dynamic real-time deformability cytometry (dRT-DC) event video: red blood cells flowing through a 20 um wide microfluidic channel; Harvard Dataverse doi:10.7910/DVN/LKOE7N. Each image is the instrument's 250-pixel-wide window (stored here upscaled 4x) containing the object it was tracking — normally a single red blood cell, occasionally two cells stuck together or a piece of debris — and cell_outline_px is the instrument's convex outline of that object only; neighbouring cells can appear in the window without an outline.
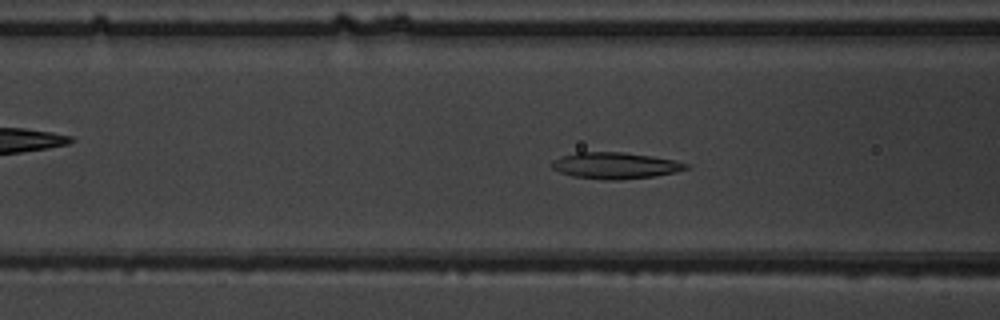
{"species": "common noctule bat (a hibernating species)", "species_latin": "Nyctalus noctula", "temperature_condition": "warm", "stored_images_in_passage": 45, "camera_frame_rate_fps": 3000, "um_per_image_px": 0.085, "animal": {"sex": "male", "body_mass_g": 19.5, "forearm_length_mm": 54.6}, "frame": {"image": 1, "passage_image": 14, "time_ms": 4.333, "image_size_px": [1000, 320], "cell_outline_px": [[688, 168], [676, 172], [652, 176], [620, 180], [604, 180], [572, 176], [560, 172], [552, 168], [552, 164], [560, 156], [576, 152], [624, 152], [652, 156], [676, 160], [688, 164]], "centroid_in_image_um": [52.3, 14.07], "position_along_channel_um": 114.3, "area_um2": 20.58}}
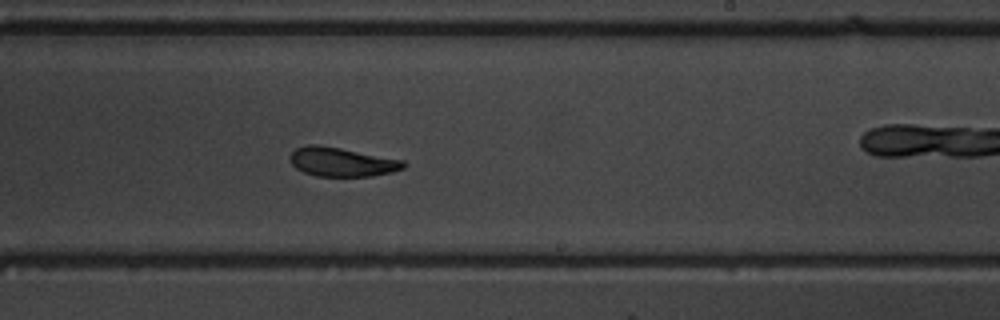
{"frame": {"image": 2, "passage_image": 25, "time_ms": 8.0, "image_size_px": [1000, 320], "cell_outline_px": [[408, 164], [404, 168], [392, 172], [372, 176], [316, 176], [304, 172], [296, 168], [288, 160], [288, 156], [296, 148], [308, 144], [316, 144], [340, 148], [404, 160]], "centroid_in_image_um": [29.04, 13.76], "position_along_channel_um": 260.0, "area_um2": 19.31}}
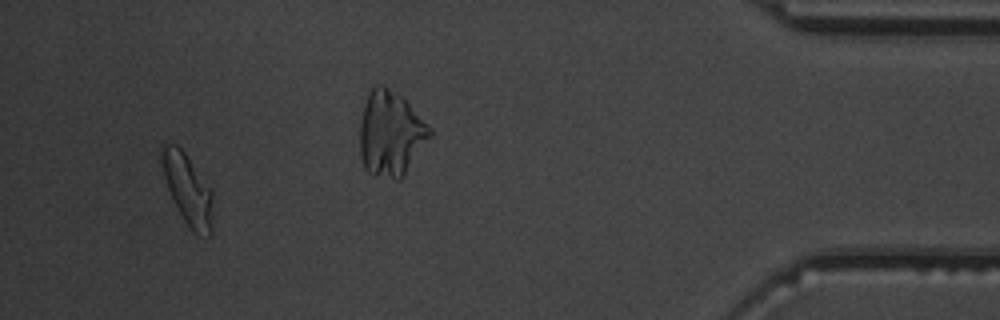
{"frame": {"image": 3, "passage_image": 42, "time_ms": 13.667, "image_size_px": [1000, 320], "cell_outline_px": [[212, 236], [196, 236], [192, 232], [184, 220], [172, 200], [160, 164], [160, 144], [176, 144], [184, 152], [212, 188]], "centroid_in_image_um": [15.95, 16.11], "position_along_channel_um": 419.2, "area_um2": 21.5}, "authors_computed_cell_mechanics": {"area_um2": 20.4612, "velocity_mm_per_s": 3.9834, "shape_relaxation_time_tau1_ms": 5.7709, "shape_relaxation_time_tau2_ms": 2.2212, "deformation_change_tau1": 0.1445, "deformation_change_tau2": 0.0797}}